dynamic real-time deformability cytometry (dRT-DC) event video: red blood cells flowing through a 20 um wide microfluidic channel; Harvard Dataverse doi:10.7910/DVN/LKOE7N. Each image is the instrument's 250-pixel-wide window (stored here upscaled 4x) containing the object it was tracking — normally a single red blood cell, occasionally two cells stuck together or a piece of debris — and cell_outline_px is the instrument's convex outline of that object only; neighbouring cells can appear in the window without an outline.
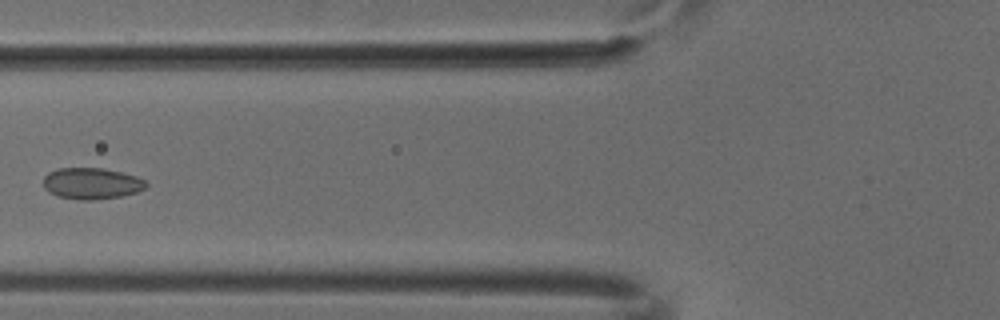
{"species": "common noctule bat (a hibernating species)", "species_latin": "Nyctalus noctula", "temperature_condition": "cold", "stored_images_in_passage": 6, "camera_frame_rate_fps": 3000, "um_per_image_px": 0.085, "animal": {"sex": "male", "body_mass_g": 18.8}, "frame": {"image": 1, "passage_image": 5, "time_ms": 1.333, "image_size_px": [1000, 320], "cell_outline_px": [[148, 184], [144, 188], [136, 192], [120, 196], [96, 200], [80, 200], [56, 196], [48, 192], [44, 188], [44, 176], [48, 172], [56, 168], [100, 168], [120, 172], [136, 176], [144, 180]], "centroid_in_image_um": [7.74, 15.6], "position_along_channel_um": 118.1, "area_um2": 18.79}}
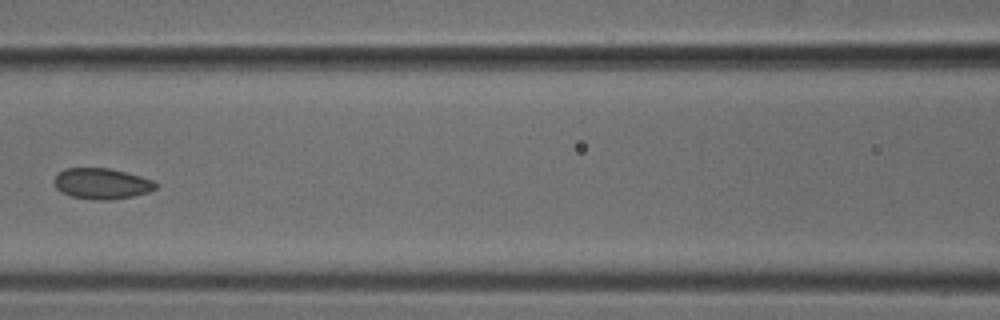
{"frame": {"image": 2, "passage_image": 6, "time_ms": 1.667, "image_size_px": [1000, 320], "cell_outline_px": [[156, 188], [148, 192], [132, 196], [108, 200], [96, 200], [72, 196], [60, 192], [56, 188], [52, 180], [64, 168], [108, 168], [140, 176], [152, 180], [156, 184]], "centroid_in_image_um": [8.6, 15.61], "position_along_channel_um": 158.0, "area_um2": 18.09}}